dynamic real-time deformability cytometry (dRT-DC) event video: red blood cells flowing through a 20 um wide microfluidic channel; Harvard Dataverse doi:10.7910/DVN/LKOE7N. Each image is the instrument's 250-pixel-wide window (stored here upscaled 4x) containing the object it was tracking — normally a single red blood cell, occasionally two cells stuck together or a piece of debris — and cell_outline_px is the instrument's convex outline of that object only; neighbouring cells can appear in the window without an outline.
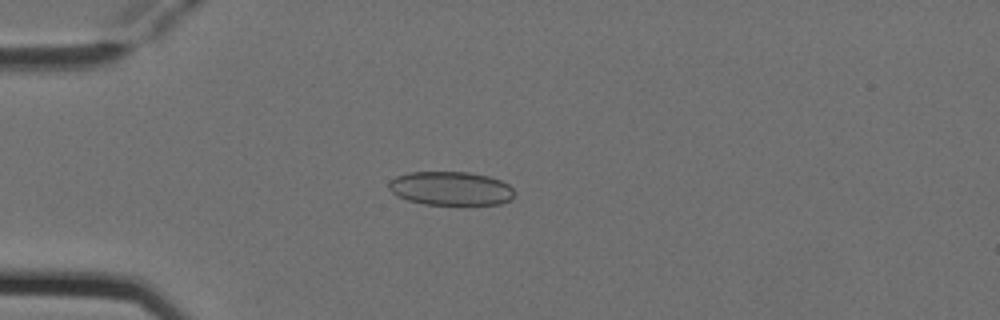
{"species": "Egyptian fruit bat (a non-hibernating species)", "species_latin": "Rousettus aegyptiacus", "temperature_condition": "cold", "stored_images_in_passage": 3, "camera_frame_rate_fps": 3000, "um_per_image_px": 0.085, "animal": {"sex": "female"}, "frame": {"image": 1, "passage_image": 3, "time_ms": 0.667, "image_size_px": [1000, 320], "cell_outline_px": [[516, 192], [512, 200], [500, 204], [460, 208], [424, 204], [408, 200], [396, 196], [388, 188], [388, 184], [396, 176], [408, 172], [468, 172], [488, 176], [500, 180], [508, 184]], "centroid_in_image_um": [38.37, 16.08], "position_along_channel_um": 46.6, "area_um2": 25.89}}